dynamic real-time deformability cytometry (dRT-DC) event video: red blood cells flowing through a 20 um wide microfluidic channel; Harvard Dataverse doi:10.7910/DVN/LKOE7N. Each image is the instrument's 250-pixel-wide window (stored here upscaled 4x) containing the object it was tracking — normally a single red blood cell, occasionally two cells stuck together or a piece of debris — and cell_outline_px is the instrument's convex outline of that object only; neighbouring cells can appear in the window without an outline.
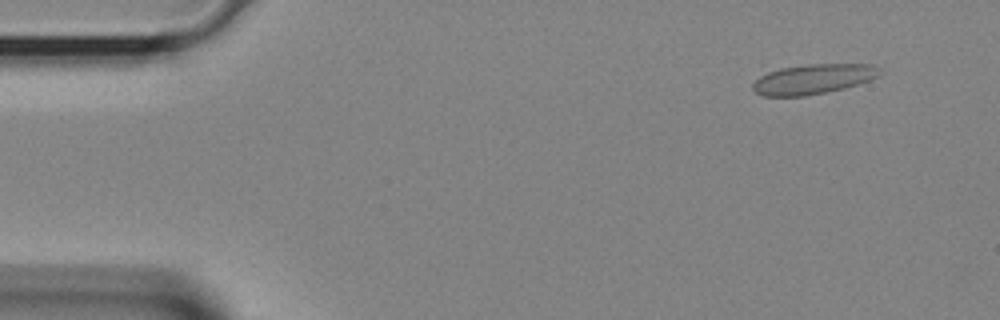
{"species": "Egyptian fruit bat (a non-hibernating species)", "species_latin": "Rousettus aegyptiacus", "temperature_condition": "room temperature", "stored_images_in_passage": 38, "camera_frame_rate_fps": 3000, "um_per_image_px": 0.085, "animal": {"sex": "female"}, "frame": {"image": 1, "passage_image": 3, "time_ms": 0.667, "image_size_px": [1000, 320], "cell_outline_px": [[880, 76], [844, 88], [804, 96], [764, 96], [756, 92], [752, 88], [752, 84], [760, 76], [768, 72], [780, 68], [808, 64], [872, 64], [880, 68]], "centroid_in_image_um": [69.11, 6.71], "position_along_channel_um": 15.9, "area_um2": 21.96}}
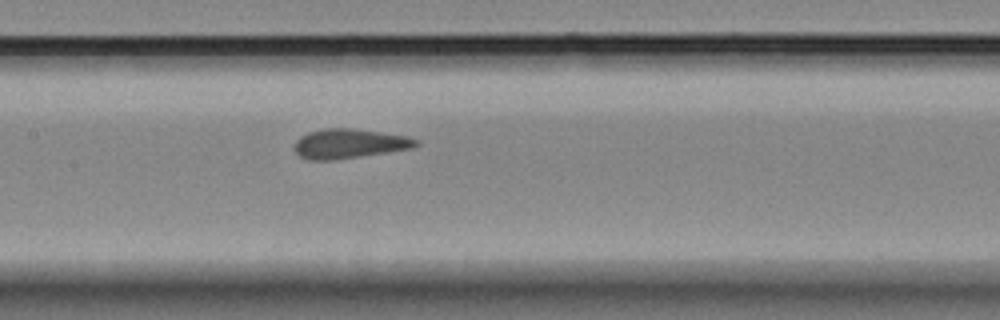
{"frame": {"image": 2, "passage_image": 18, "time_ms": 5.667, "image_size_px": [1000, 320], "cell_outline_px": [[420, 144], [412, 148], [336, 160], [308, 160], [300, 156], [292, 148], [296, 140], [300, 136], [308, 132], [324, 128], [352, 128], [408, 136], [420, 140]], "centroid_in_image_um": [29.67, 12.21], "position_along_channel_um": 177.7, "area_um2": 21.1}}
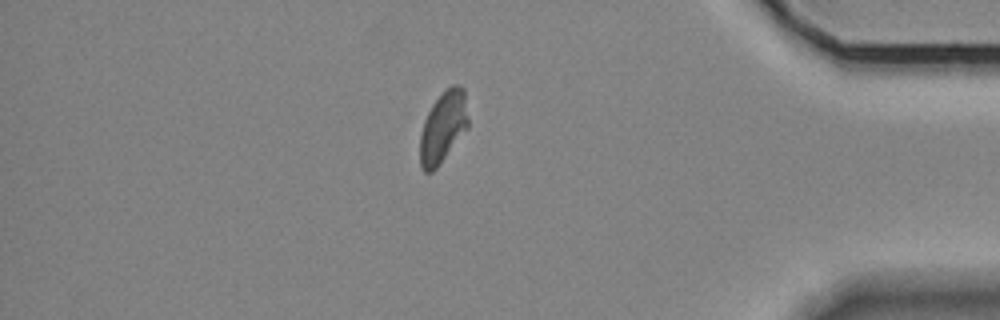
{"frame": {"image": 3, "passage_image": 33, "time_ms": 10.667, "image_size_px": [1000, 320], "cell_outline_px": [[468, 128], [436, 168], [432, 172], [424, 172], [420, 168], [420, 136], [424, 120], [432, 104], [452, 84], [460, 84], [464, 88], [468, 120]], "centroid_in_image_um": [37.66, 10.81], "position_along_channel_um": 397.5, "area_um2": 19.88}}